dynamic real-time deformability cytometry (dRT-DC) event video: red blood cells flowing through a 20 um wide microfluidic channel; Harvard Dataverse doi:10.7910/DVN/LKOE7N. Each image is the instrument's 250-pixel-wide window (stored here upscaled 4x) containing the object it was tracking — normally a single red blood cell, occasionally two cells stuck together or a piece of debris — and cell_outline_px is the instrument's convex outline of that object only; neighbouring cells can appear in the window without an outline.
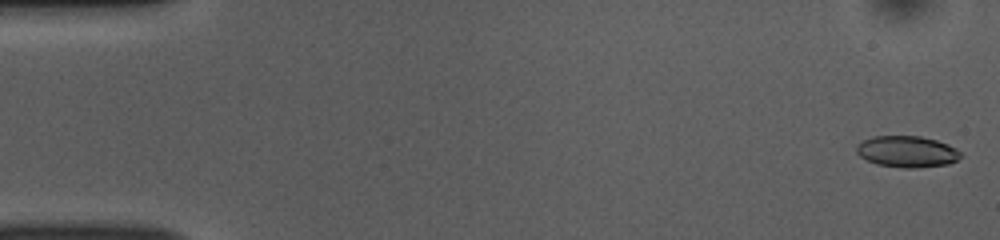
{"species": "common noctule bat (a hibernating species)", "species_latin": "Nyctalus noctula", "temperature_condition": "room temperature", "stored_images_in_passage": 51, "camera_frame_rate_fps": 3000, "um_per_image_px": 0.085, "animal": {"sex": "female", "body_mass_g": 10.0, "forearm_length_mm": 53.1}, "frame": {"image": 1, "passage_image": 1, "time_ms": 0.0, "image_size_px": [1000, 240], "cell_outline_px": [[964, 156], [948, 164], [912, 168], [904, 168], [876, 164], [860, 156], [856, 152], [856, 148], [864, 140], [872, 136], [920, 136], [936, 140], [948, 144], [956, 148]], "centroid_in_image_um": [77.12, 12.88], "position_along_channel_um": 7.9, "area_um2": 18.96}}
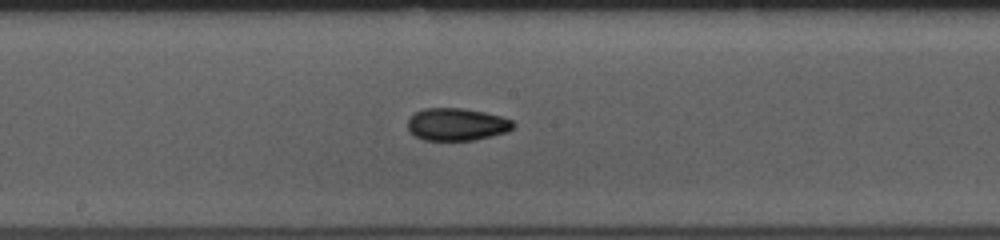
{"frame": {"image": 2, "passage_image": 27, "time_ms": 8.667, "image_size_px": [1000, 240], "cell_outline_px": [[516, 124], [508, 132], [492, 136], [472, 140], [424, 140], [416, 136], [408, 128], [408, 120], [416, 112], [424, 108], [464, 108], [484, 112], [500, 116], [512, 120]], "centroid_in_image_um": [38.85, 10.57], "position_along_channel_um": 209.3, "area_um2": 19.88}}
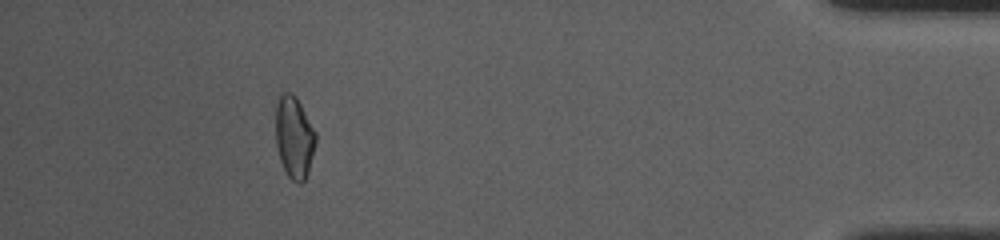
{"frame": {"image": 3, "passage_image": 47, "time_ms": 15.333, "image_size_px": [1000, 240], "cell_outline_px": [[316, 140], [308, 172], [304, 180], [300, 184], [296, 184], [288, 176], [280, 160], [276, 144], [276, 104], [280, 96], [284, 92], [292, 92], [296, 96], [316, 132]], "centroid_in_image_um": [25.0, 11.66], "position_along_channel_um": 410.2, "area_um2": 19.07}, "authors_computed_cell_mechanics": {"area_um2": 19.4208, "velocity_mm_per_s": 3.8568, "shape_relaxation_time_tau1_ms": 6.0697, "shape_relaxation_time_tau2_ms": 4.1189, "deformation_change_tau1": 0.1452, "deformation_change_tau2": 0.0973}}